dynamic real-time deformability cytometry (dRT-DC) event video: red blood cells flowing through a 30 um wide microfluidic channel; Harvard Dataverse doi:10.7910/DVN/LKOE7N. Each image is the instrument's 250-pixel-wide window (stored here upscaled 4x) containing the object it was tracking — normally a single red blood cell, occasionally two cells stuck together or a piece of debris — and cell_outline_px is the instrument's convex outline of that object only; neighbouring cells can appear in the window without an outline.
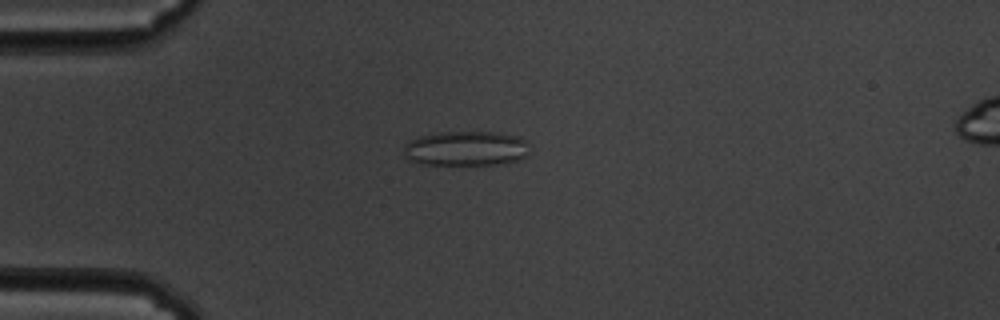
{"species": "common noctule bat (a hibernating species)", "species_latin": "Nyctalus noctula", "temperature_condition": "cold", "stored_images_in_passage": 60, "camera_frame_rate_fps": 3000, "um_per_image_px": 0.085, "animal": {"sex": "male", "body_mass_g": 19.5, "forearm_length_mm": 54.6}, "frame": {"image": 1, "passage_image": 16, "time_ms": 5.0, "image_size_px": [1000, 320], "cell_outline_px": [[532, 148], [528, 156], [504, 164], [420, 164], [408, 160], [404, 156], [404, 148], [412, 140], [420, 136], [444, 132], [496, 132], [520, 136], [528, 140]], "centroid_in_image_um": [39.72, 12.62], "position_along_channel_um": 45.3, "area_um2": 25.78}}
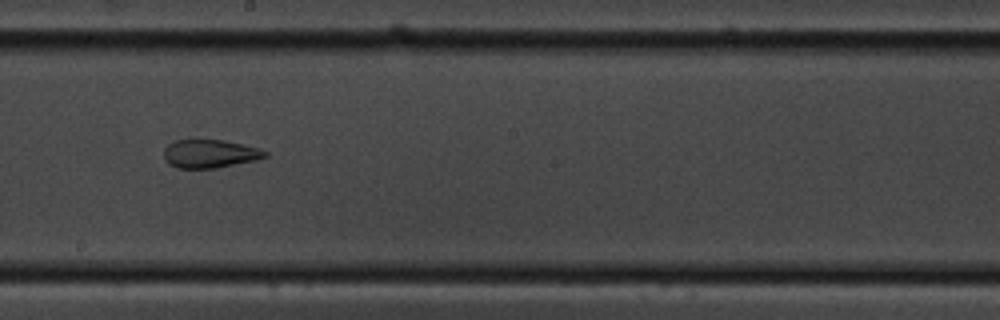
{"frame": {"image": 2, "passage_image": 34, "time_ms": 11.0, "image_size_px": [1000, 320], "cell_outline_px": [[268, 156], [256, 160], [216, 168], [180, 168], [168, 164], [164, 160], [164, 148], [168, 144], [176, 140], [224, 140], [256, 148], [268, 152]], "centroid_in_image_um": [17.81, 13.07], "position_along_channel_um": 230.4, "area_um2": 16.59}}
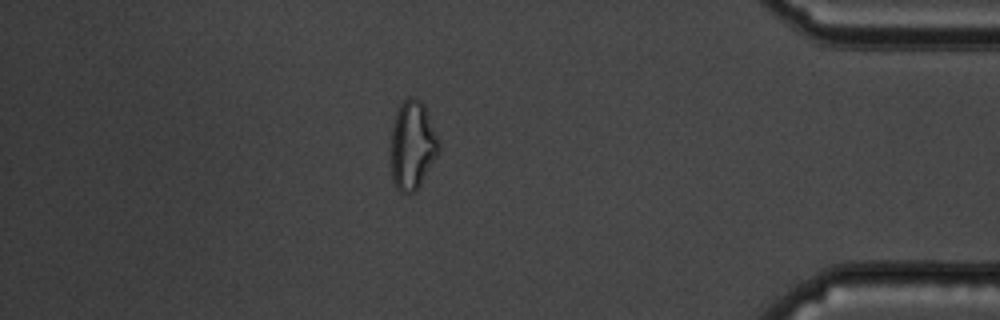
{"frame": {"image": 3, "passage_image": 52, "time_ms": 17.0, "image_size_px": [1000, 320], "cell_outline_px": [[440, 152], [420, 184], [412, 192], [400, 192], [396, 188], [392, 180], [392, 128], [396, 112], [400, 104], [408, 96], [412, 96], [420, 100], [424, 104], [440, 140]], "centroid_in_image_um": [35.08, 12.31], "position_along_channel_um": 400.1, "area_um2": 24.74}, "authors_computed_cell_mechanics": {"area_um2": 24.2182, "velocity_mm_per_s": 3.4111, "shape_relaxation_time_tau1_ms": null, "shape_relaxation_time_tau2_ms": 1.5245, "deformation_change_tau1": null, "deformation_change_tau2": 0.073}}